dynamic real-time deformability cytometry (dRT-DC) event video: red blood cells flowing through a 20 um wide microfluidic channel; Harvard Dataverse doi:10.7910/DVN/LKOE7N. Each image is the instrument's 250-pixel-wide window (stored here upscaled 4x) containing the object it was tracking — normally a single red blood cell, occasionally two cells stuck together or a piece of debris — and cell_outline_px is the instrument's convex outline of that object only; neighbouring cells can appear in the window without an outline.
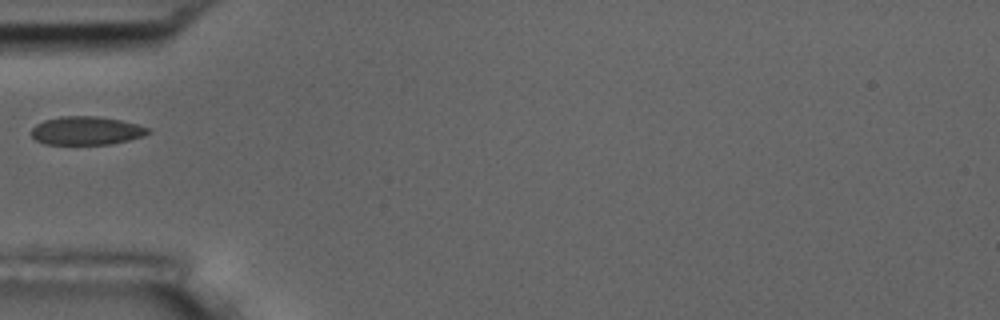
{"species": "common noctule bat (a hibernating species)", "species_latin": "Nyctalus noctula", "temperature_condition": "room temperature", "stored_images_in_passage": 6, "camera_frame_rate_fps": 3000, "um_per_image_px": 0.085, "animal": {"sex": "male", "body_mass_g": 17.5, "forearm_length_mm": 52.3}, "frame": {"image": 1, "passage_image": 6, "time_ms": 5.667, "image_size_px": [1000, 320], "cell_outline_px": [[152, 132], [144, 136], [112, 144], [44, 144], [36, 140], [32, 136], [32, 128], [36, 124], [44, 120], [60, 116], [100, 116], [120, 120], [152, 128]], "centroid_in_image_um": [7.37, 11.1], "position_along_channel_um": 77.6, "area_um2": 19.48}}